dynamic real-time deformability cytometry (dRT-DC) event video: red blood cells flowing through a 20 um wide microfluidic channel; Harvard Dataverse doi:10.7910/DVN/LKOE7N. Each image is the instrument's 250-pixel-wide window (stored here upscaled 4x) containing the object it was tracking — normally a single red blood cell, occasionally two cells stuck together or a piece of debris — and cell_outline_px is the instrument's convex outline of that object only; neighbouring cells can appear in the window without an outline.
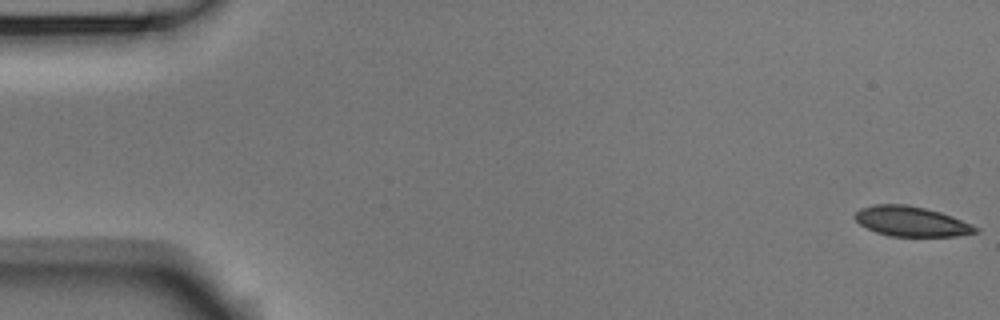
{"species": "Egyptian fruit bat (a non-hibernating species)", "species_latin": "Rousettus aegyptiacus", "temperature_condition": "room temperature", "stored_images_in_passage": 54, "camera_frame_rate_fps": 3000, "um_per_image_px": 0.085, "animal": {"sex": "male"}, "frame": {"image": 1, "passage_image": 1, "time_ms": 0.0, "image_size_px": [1000, 320], "cell_outline_px": [[980, 232], [956, 236], [892, 236], [876, 232], [860, 224], [856, 220], [856, 212], [860, 208], [876, 204], [904, 204], [924, 208], [940, 212], [952, 216], [972, 224], [980, 228]], "centroid_in_image_um": [77.51, 18.82], "position_along_channel_um": 7.5, "area_um2": 20.92}}
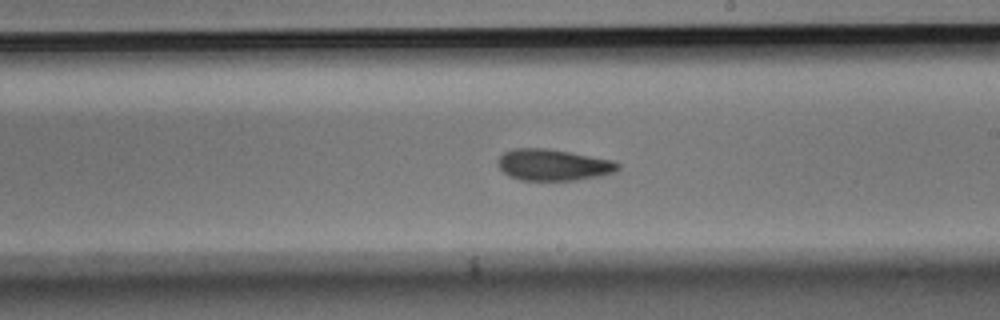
{"frame": {"image": 2, "passage_image": 31, "time_ms": 10.0, "image_size_px": [1000, 320], "cell_outline_px": [[620, 168], [616, 172], [600, 176], [576, 180], [520, 180], [508, 176], [496, 164], [496, 160], [504, 152], [516, 148], [548, 148], [612, 160], [620, 164]], "centroid_in_image_um": [47.01, 14.02], "position_along_channel_um": 242.0, "area_um2": 22.08}}
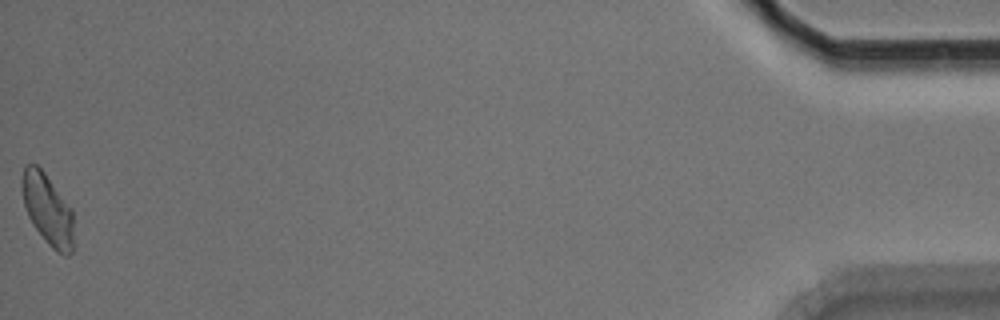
{"frame": {"image": 3, "passage_image": 54, "time_ms": 17.667, "image_size_px": [1000, 320], "cell_outline_px": [[72, 252], [68, 256], [64, 256], [56, 252], [48, 244], [32, 224], [28, 216], [24, 204], [20, 184], [24, 168], [28, 164], [36, 164], [44, 172], [72, 208]], "centroid_in_image_um": [4.03, 17.81], "position_along_channel_um": 431.2, "area_um2": 21.33}, "authors_computed_cell_mechanics": {"area_um2": 21.7906, "velocity_mm_per_s": 3.7447, "shape_relaxation_time_tau1_ms": 4.1526, "shape_relaxation_time_tau2_ms": 2.4706, "deformation_change_tau1": 0.1097, "deformation_change_tau2": 0.0721}}